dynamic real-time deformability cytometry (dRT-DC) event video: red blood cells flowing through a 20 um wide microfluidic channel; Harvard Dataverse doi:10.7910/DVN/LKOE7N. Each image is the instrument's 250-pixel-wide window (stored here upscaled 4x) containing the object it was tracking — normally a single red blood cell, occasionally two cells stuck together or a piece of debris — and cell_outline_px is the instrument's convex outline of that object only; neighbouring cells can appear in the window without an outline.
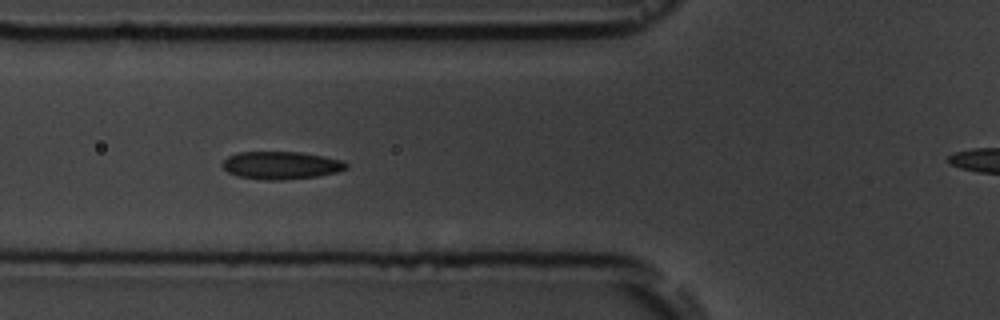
{"species": "common noctule bat (a hibernating species)", "species_latin": "Nyctalus noctula", "temperature_condition": "room temperature", "stored_images_in_passage": 15, "camera_frame_rate_fps": 3000, "um_per_image_px": 0.085, "animal": {"sex": "male", "body_mass_g": 19.5, "forearm_length_mm": 54.6}, "frame": {"image": 1, "passage_image": 5, "time_ms": 5.333, "image_size_px": [1000, 320], "cell_outline_px": [[348, 168], [336, 172], [316, 176], [280, 180], [268, 180], [236, 176], [228, 172], [220, 164], [228, 156], [236, 152], [300, 152], [324, 156], [344, 160], [348, 164]], "centroid_in_image_um": [23.88, 14.04], "position_along_channel_um": 101.9, "area_um2": 20.06}}
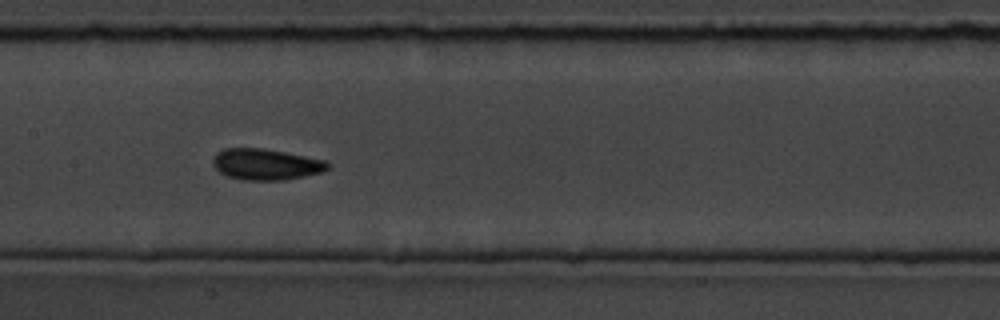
{"frame": {"image": 2, "passage_image": 7, "time_ms": 7.667, "image_size_px": [1000, 320], "cell_outline_px": [[328, 168], [324, 172], [284, 180], [240, 180], [228, 176], [220, 172], [212, 164], [212, 160], [216, 152], [224, 148], [260, 148], [284, 152], [324, 160], [328, 164]], "centroid_in_image_um": [22.56, 13.97], "position_along_channel_um": 184.8, "area_um2": 20.75}}
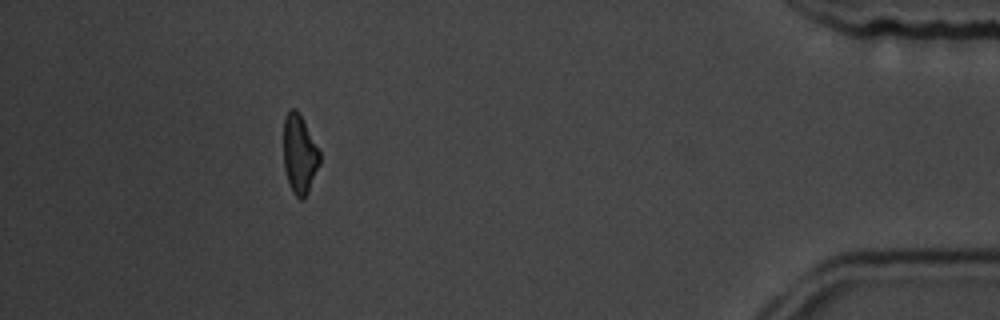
{"frame": {"image": 3, "passage_image": 15, "time_ms": 18.0, "image_size_px": [1000, 320], "cell_outline_px": [[320, 164], [308, 192], [304, 200], [300, 200], [292, 192], [288, 184], [284, 168], [284, 116], [288, 108], [296, 108], [300, 112], [320, 152]], "centroid_in_image_um": [25.45, 13.09], "position_along_channel_um": 409.7, "area_um2": 16.99}, "authors_computed_cell_mechanics": {"area_um2": 19.5364, "velocity_mm_per_s": 3.5539, "shape_relaxation_time_tau1_ms": 2.679, "shape_relaxation_time_tau2_ms": 2.1467, "deformation_change_tau1": 0.0918, "deformation_change_tau2": 0.0577}}